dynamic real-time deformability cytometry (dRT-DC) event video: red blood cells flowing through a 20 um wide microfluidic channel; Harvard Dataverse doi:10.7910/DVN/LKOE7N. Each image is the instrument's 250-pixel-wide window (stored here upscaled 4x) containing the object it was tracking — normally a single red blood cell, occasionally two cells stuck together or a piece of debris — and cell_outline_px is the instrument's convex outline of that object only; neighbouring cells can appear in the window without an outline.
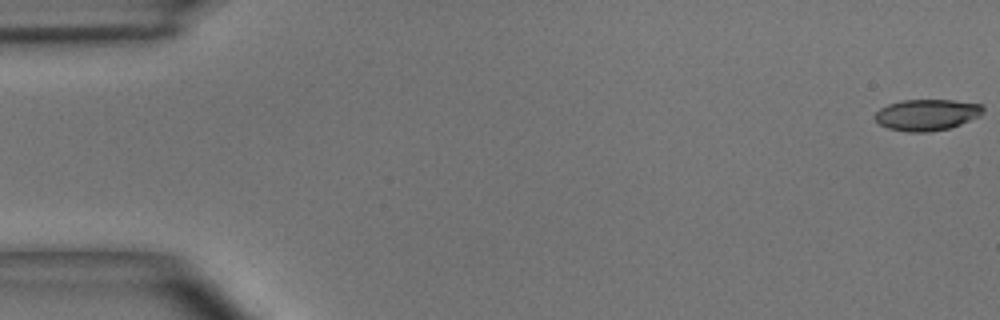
{"species": "common noctule bat (a hibernating species)", "species_latin": "Nyctalus noctula", "temperature_condition": "room temperature", "stored_images_in_passage": 49, "camera_frame_rate_fps": 3000, "um_per_image_px": 0.085, "animal": {"sex": "male", "body_mass_g": 15.6}, "frame": {"image": 1, "passage_image": 1, "time_ms": 0.0, "image_size_px": [1000, 320], "cell_outline_px": [[984, 112], [980, 116], [960, 124], [948, 128], [928, 132], [908, 132], [888, 128], [880, 124], [872, 116], [880, 108], [888, 104], [904, 100], [952, 100], [984, 104]], "centroid_in_image_um": [78.79, 9.75], "position_along_channel_um": 6.2, "area_um2": 19.77}}
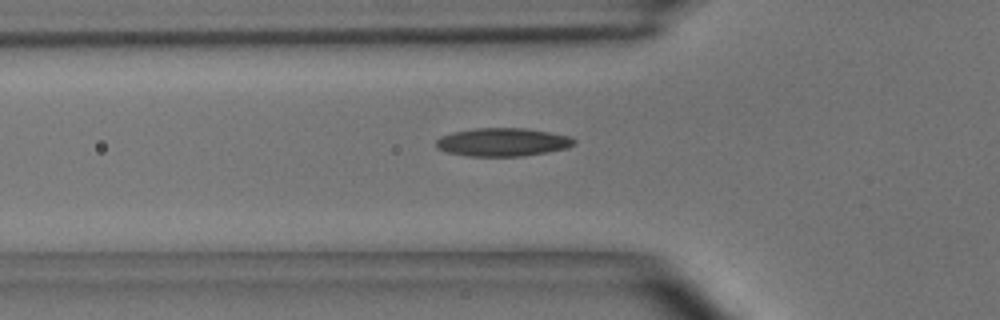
{"frame": {"image": 2, "passage_image": 17, "time_ms": 5.333, "image_size_px": [1000, 320], "cell_outline_px": [[576, 144], [568, 148], [548, 152], [524, 156], [468, 156], [448, 152], [436, 148], [436, 140], [440, 136], [452, 132], [472, 128], [524, 128], [572, 136], [576, 140]], "centroid_in_image_um": [42.74, 12.08], "position_along_channel_um": 83.1, "area_um2": 22.95}}
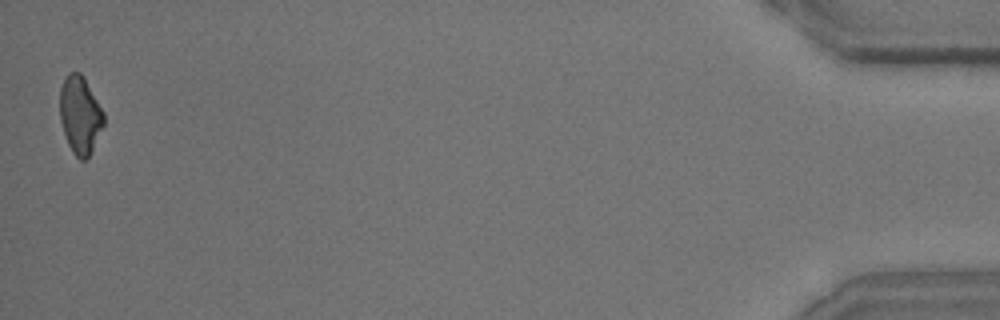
{"frame": {"image": 3, "passage_image": 49, "time_ms": 16.0, "image_size_px": [1000, 320], "cell_outline_px": [[104, 124], [88, 156], [84, 160], [80, 160], [72, 152], [68, 144], [60, 120], [60, 88], [68, 72], [80, 72], [84, 76], [104, 112]], "centroid_in_image_um": [6.8, 9.74], "position_along_channel_um": 428.4, "area_um2": 19.71}, "authors_computed_cell_mechanics": {"area_um2": 20.9236, "velocity_mm_per_s": 4.0778, "shape_relaxation_time_tau1_ms": 5.5277, "shape_relaxation_time_tau2_ms": 3.0, "deformation_change_tau1": 0.1709, "deformation_change_tau2": 0.1045}}